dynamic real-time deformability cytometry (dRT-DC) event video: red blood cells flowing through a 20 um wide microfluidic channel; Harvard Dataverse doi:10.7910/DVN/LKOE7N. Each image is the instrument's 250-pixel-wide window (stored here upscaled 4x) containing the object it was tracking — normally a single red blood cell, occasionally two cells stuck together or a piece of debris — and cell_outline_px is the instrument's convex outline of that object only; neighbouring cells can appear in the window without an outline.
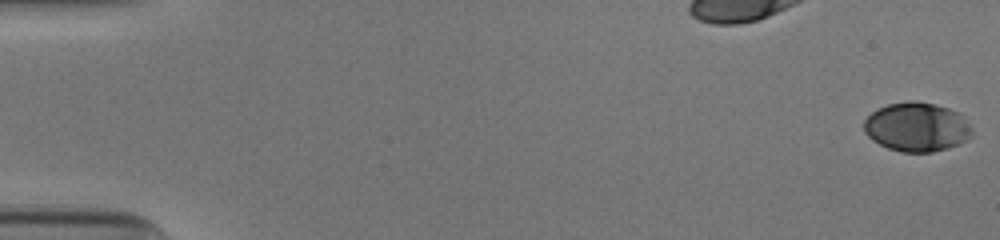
{"species": "human", "species_latin": "Homo sapiens", "temperature_condition": "cold", "stored_images_in_passage": 54, "camera_frame_rate_fps": 3000, "um_per_image_px": 0.085, "donor": {"sex": "male"}, "frame": {"image": 1, "passage_image": 1, "time_ms": 0.0, "image_size_px": [1000, 240], "cell_outline_px": [[972, 136], [968, 140], [960, 144], [948, 148], [932, 152], [900, 152], [888, 148], [872, 140], [864, 132], [864, 120], [876, 108], [888, 104], [908, 100], [916, 100], [936, 104], [960, 112], [964, 116], [972, 128]], "centroid_in_image_um": [77.95, 10.78], "position_along_channel_um": 7.0, "area_um2": 31.44}}
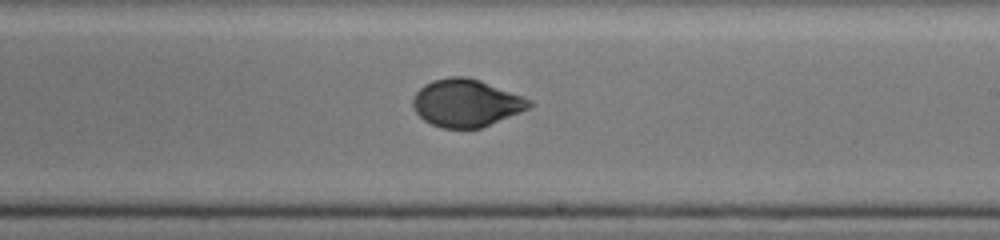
{"frame": {"image": 2, "passage_image": 33, "time_ms": 10.667, "image_size_px": [1000, 240], "cell_outline_px": [[532, 104], [528, 108], [520, 112], [480, 128], [440, 128], [424, 120], [416, 112], [412, 104], [412, 96], [424, 84], [432, 80], [448, 76], [468, 76], [480, 80], [532, 100]], "centroid_in_image_um": [39.58, 8.74], "position_along_channel_um": 249.4, "area_um2": 32.14}}
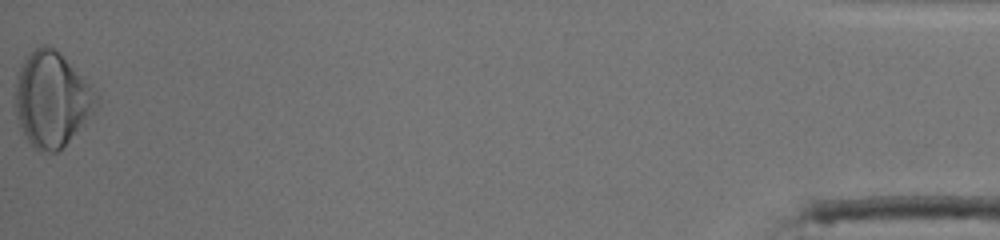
{"frame": {"image": 3, "passage_image": 54, "time_ms": 17.667, "image_size_px": [1000, 240], "cell_outline_px": [[100, 96], [92, 112], [84, 124], [56, 152], [40, 152], [32, 148], [20, 128], [16, 112], [16, 76], [28, 52], [44, 44], [48, 44], [60, 52], [84, 76]], "centroid_in_image_um": [4.4, 8.41], "position_along_channel_um": 430.8, "area_um2": 44.85}, "authors_computed_cell_mechanics": {"area_um2": 31.9634, "velocity_mm_per_s": 3.8991, "shape_relaxation_time_tau1_ms": 5.6894, "shape_relaxation_time_tau2_ms": 0.8775, "deformation_change_tau1": 0.1734, "deformation_change_tau2": 0.0406}}